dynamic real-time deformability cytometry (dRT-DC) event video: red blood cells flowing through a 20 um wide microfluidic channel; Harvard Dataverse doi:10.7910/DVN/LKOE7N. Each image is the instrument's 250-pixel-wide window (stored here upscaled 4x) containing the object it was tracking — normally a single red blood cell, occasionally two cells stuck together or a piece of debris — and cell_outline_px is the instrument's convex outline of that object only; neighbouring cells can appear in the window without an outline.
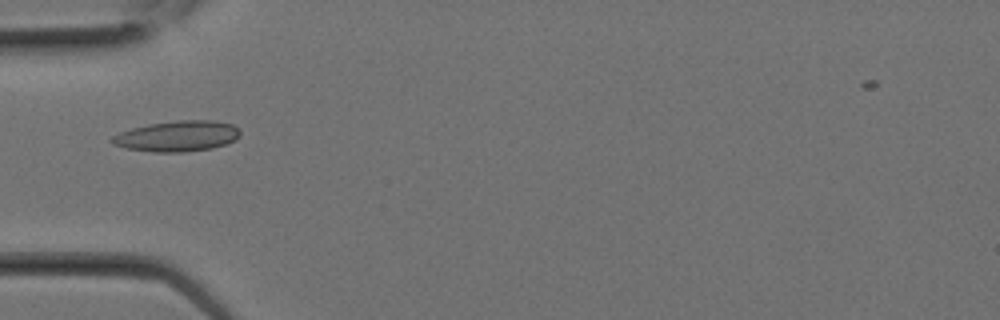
{"species": "Egyptian fruit bat (a non-hibernating species)", "species_latin": "Rousettus aegyptiacus", "temperature_condition": "room temperature", "stored_images_in_passage": 2, "camera_frame_rate_fps": 3000, "um_per_image_px": 0.085, "animal": {"sex": "female"}, "frame": {"image": 1, "passage_image": 2, "time_ms": 0.333, "image_size_px": [1000, 320], "cell_outline_px": [[240, 136], [236, 140], [212, 148], [184, 152], [156, 152], [128, 148], [112, 144], [108, 140], [112, 136], [120, 132], [132, 128], [148, 124], [180, 120], [212, 120], [232, 124], [240, 132]], "centroid_in_image_um": [15.06, 11.57], "position_along_channel_um": 69.9, "area_um2": 22.83}}